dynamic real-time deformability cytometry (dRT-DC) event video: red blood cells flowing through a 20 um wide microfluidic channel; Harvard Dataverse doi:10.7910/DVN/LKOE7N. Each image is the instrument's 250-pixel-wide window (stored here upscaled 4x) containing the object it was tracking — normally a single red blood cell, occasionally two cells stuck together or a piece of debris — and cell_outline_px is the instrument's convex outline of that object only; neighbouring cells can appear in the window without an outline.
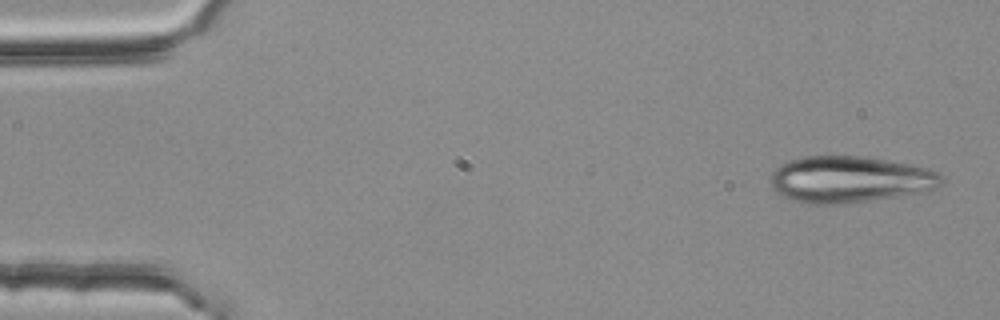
{"species": "common noctule bat (a hibernating species)", "species_latin": "Nyctalus noctula", "temperature_condition": "room temperature", "stored_images_in_passage": 3, "camera_frame_rate_fps": 3000, "um_per_image_px": 0.085, "animal": {"sex": "female", "body_mass_g": 25.1}, "frame": {"image": 1, "passage_image": 1, "time_ms": 0.0, "image_size_px": [1000, 320], "cell_outline_px": [[944, 180], [936, 188], [924, 192], [872, 200], [836, 204], [808, 204], [792, 200], [780, 196], [772, 188], [772, 172], [780, 164], [788, 160], [808, 156], [860, 156], [908, 164], [928, 168], [944, 176]], "centroid_in_image_um": [72.22, 15.26], "position_along_channel_um": 12.8, "area_um2": 46.3}}